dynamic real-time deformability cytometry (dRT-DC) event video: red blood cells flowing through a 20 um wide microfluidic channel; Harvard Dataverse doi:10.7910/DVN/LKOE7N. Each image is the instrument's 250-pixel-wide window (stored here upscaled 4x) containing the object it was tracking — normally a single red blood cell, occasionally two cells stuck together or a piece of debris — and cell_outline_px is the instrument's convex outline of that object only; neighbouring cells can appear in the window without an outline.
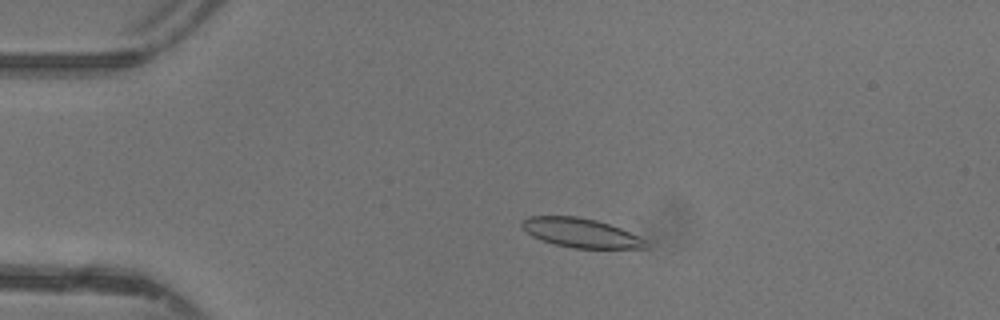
{"species": "common noctule bat (a hibernating species)", "species_latin": "Nyctalus noctula", "temperature_condition": "warm", "stored_images_in_passage": 43, "camera_frame_rate_fps": 3000, "um_per_image_px": 0.085, "animal": {"sex": "female"}, "frame": {"image": 1, "passage_image": 6, "time_ms": 1.667, "image_size_px": [1000, 320], "cell_outline_px": [[648, 248], [572, 248], [540, 240], [532, 236], [520, 224], [528, 216], [576, 216], [596, 220], [620, 228], [644, 240], [648, 244]], "centroid_in_image_um": [49.34, 19.79], "position_along_channel_um": 35.7, "area_um2": 20.75}}
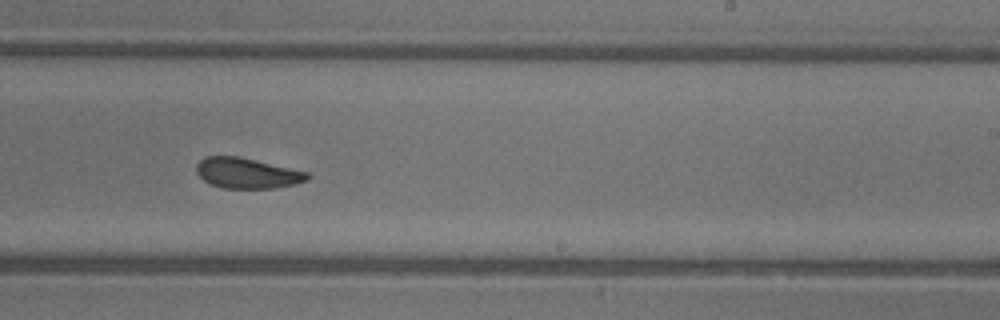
{"frame": {"image": 2, "passage_image": 25, "time_ms": 8.0, "image_size_px": [1000, 320], "cell_outline_px": [[312, 176], [308, 180], [296, 184], [276, 188], [224, 188], [212, 184], [204, 180], [196, 172], [196, 164], [204, 156], [236, 156], [308, 172]], "centroid_in_image_um": [21.02, 14.72], "position_along_channel_um": 268.0, "area_um2": 19.59}}
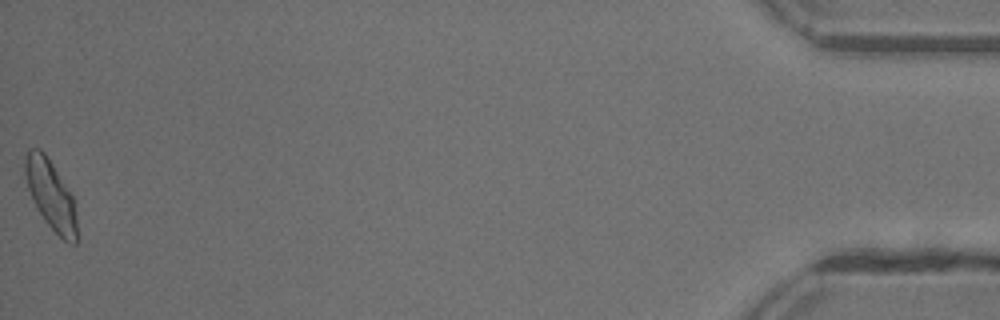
{"frame": {"image": 3, "passage_image": 43, "time_ms": 14.0, "image_size_px": [1000, 320], "cell_outline_px": [[76, 244], [68, 244], [44, 220], [36, 208], [28, 188], [24, 172], [24, 156], [28, 148], [40, 148], [44, 152], [52, 164], [72, 196], [76, 212]], "centroid_in_image_um": [4.29, 16.54], "position_along_channel_um": 430.9, "area_um2": 20.75}, "authors_computed_cell_mechanics": {"area_um2": 20.7502, "velocity_mm_per_s": 4.3865, "shape_relaxation_time_tau1_ms": 5.4252, "shape_relaxation_time_tau2_ms": 2.3955, "deformation_change_tau1": 0.1323, "deformation_change_tau2": 0.0863}}